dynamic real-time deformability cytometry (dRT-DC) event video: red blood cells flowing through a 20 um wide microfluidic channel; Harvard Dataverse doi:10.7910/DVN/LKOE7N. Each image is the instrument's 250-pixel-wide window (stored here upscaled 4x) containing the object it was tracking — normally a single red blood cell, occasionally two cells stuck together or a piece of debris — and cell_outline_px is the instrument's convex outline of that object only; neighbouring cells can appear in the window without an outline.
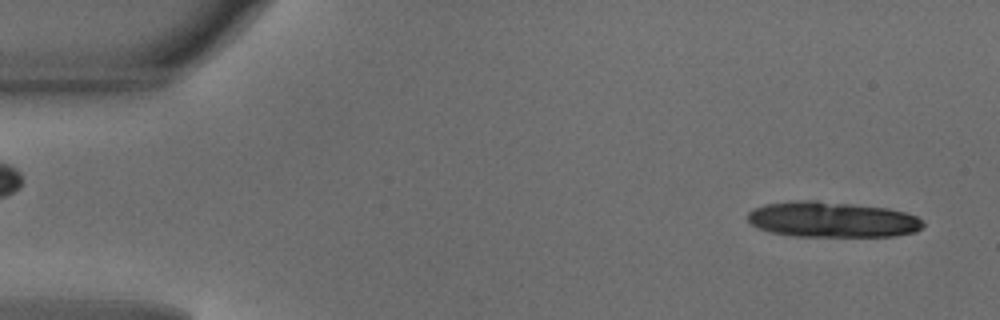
{"species": "common noctule bat (a hibernating species)", "species_latin": "Nyctalus noctula", "temperature_condition": "warm", "stored_images_in_passage": 11, "camera_frame_rate_fps": 3000, "um_per_image_px": 0.085, "animal": {"sex": "male", "body_mass_g": 18.8}, "frame": {"image": 1, "passage_image": 1, "time_ms": 0.0, "image_size_px": [1000, 320], "cell_outline_px": [[924, 224], [916, 232], [896, 236], [792, 236], [772, 232], [760, 228], [752, 224], [748, 220], [748, 212], [764, 204], [792, 200], [816, 200], [888, 208], [904, 212], [916, 216]], "centroid_in_image_um": [70.73, 18.65], "position_along_channel_um": 14.3, "area_um2": 36.3}}